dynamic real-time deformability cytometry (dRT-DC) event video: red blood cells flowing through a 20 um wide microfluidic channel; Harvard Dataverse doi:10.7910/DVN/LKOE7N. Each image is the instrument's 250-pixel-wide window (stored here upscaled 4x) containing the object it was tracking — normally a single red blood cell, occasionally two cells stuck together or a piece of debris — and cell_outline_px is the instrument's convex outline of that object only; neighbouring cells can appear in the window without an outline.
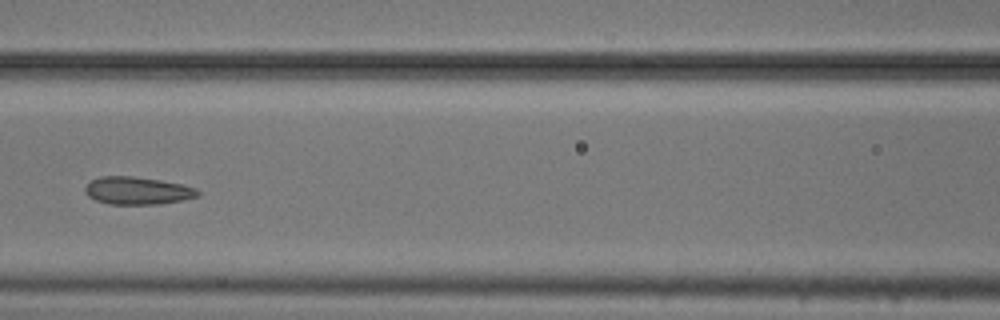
{"species": "common noctule bat (a hibernating species)", "species_latin": "Nyctalus noctula", "temperature_condition": "cold", "stored_images_in_passage": 6, "camera_frame_rate_fps": 3000, "um_per_image_px": 0.085, "animal": {"sex": "male", "body_mass_g": 20.5, "forearm_length_mm": 52.5}, "frame": {"image": 1, "passage_image": 6, "time_ms": 1.667, "image_size_px": [1000, 320], "cell_outline_px": [[200, 196], [160, 204], [108, 204], [96, 200], [88, 196], [84, 192], [84, 188], [92, 180], [100, 176], [132, 176], [160, 180], [180, 184], [196, 188], [200, 192]], "centroid_in_image_um": [11.67, 16.21], "position_along_channel_um": 154.9, "area_um2": 18.09}}